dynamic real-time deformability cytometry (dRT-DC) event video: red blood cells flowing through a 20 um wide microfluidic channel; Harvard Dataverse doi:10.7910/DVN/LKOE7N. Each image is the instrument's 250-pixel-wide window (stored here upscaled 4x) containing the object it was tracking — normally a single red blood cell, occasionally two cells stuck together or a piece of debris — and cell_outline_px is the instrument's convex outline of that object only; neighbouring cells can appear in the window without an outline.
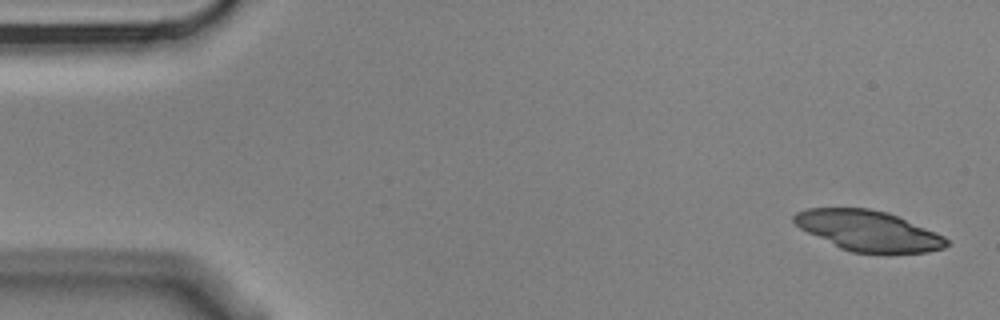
{"species": "Egyptian fruit bat (a non-hibernating species)", "species_latin": "Rousettus aegyptiacus", "temperature_condition": "cold", "stored_images_in_passage": 4, "camera_frame_rate_fps": 3000, "um_per_image_px": 0.085, "animal": {"sex": "male"}, "frame": {"image": 1, "passage_image": 1, "time_ms": 0.0, "image_size_px": [1000, 320], "cell_outline_px": [[948, 244], [944, 248], [928, 252], [852, 252], [840, 248], [800, 228], [792, 220], [792, 216], [796, 212], [808, 208], [868, 208], [888, 212], [936, 232], [944, 236], [948, 240]], "centroid_in_image_um": [73.8, 19.6], "position_along_channel_um": 11.2, "area_um2": 35.49}}